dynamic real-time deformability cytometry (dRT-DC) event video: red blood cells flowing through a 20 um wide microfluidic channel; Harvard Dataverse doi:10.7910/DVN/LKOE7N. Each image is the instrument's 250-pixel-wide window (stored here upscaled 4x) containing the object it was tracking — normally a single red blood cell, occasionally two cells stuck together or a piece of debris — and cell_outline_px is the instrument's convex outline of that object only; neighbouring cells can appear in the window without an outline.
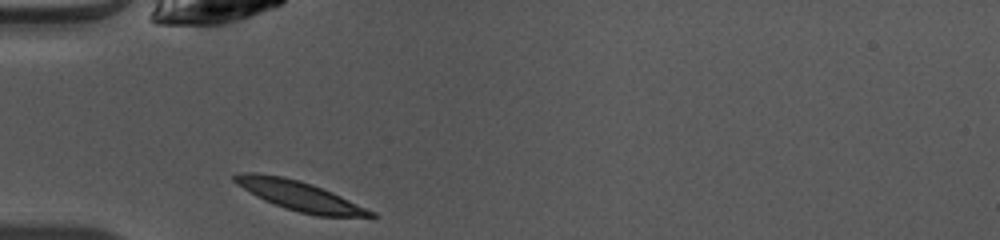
{"species": "common noctule bat (a hibernating species)", "species_latin": "Nyctalus noctula", "temperature_condition": "warm", "stored_images_in_passage": 28, "camera_frame_rate_fps": 3000, "um_per_image_px": 0.085, "animal": {"sex": "female", "body_mass_g": 10.0, "forearm_length_mm": 53.1}, "frame": {"image": 1, "passage_image": 1, "time_ms": 0.0, "image_size_px": [1000, 240], "cell_outline_px": [[380, 216], [316, 216], [300, 212], [264, 200], [256, 196], [236, 184], [232, 180], [232, 176], [244, 172], [256, 172], [284, 176], [312, 184], [332, 192], [376, 212]], "centroid_in_image_um": [25.44, 16.62], "position_along_channel_um": 59.6, "area_um2": 23.18}}
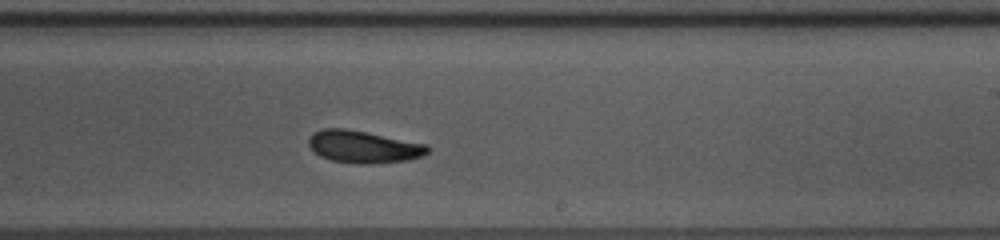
{"frame": {"image": 2, "passage_image": 16, "time_ms": 5.0, "image_size_px": [1000, 240], "cell_outline_px": [[432, 148], [424, 156], [408, 160], [372, 164], [356, 164], [332, 160], [320, 156], [308, 144], [308, 140], [320, 128], [344, 128], [428, 144]], "centroid_in_image_um": [30.95, 12.49], "position_along_channel_um": 258.0, "area_um2": 22.37}}
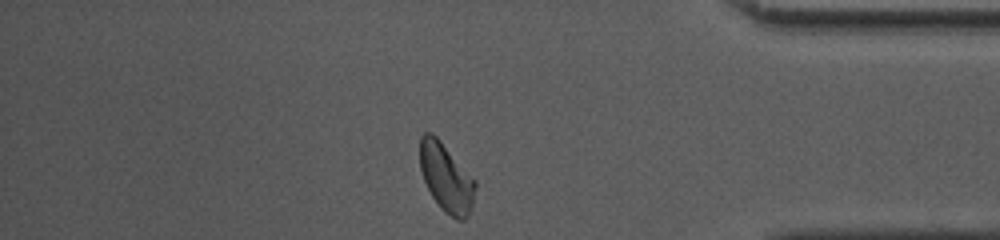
{"frame": {"image": 3, "passage_image": 28, "time_ms": 9.0, "image_size_px": [1000, 240], "cell_outline_px": [[476, 184], [472, 204], [468, 216], [464, 220], [456, 220], [444, 212], [432, 196], [424, 180], [420, 168], [420, 136], [424, 132], [432, 132], [440, 140], [476, 180]], "centroid_in_image_um": [37.93, 15.09], "position_along_channel_um": 397.3, "area_um2": 22.02}, "authors_computed_cell_mechanics": {"area_um2": 22.2819, "velocity_mm_per_s": 4.0598, "shape_relaxation_time_tau1_ms": 2.7535, "shape_relaxation_time_tau2_ms": 6.7252, "deformation_change_tau1": 0.1414, "deformation_change_tau2": 0.1202}}